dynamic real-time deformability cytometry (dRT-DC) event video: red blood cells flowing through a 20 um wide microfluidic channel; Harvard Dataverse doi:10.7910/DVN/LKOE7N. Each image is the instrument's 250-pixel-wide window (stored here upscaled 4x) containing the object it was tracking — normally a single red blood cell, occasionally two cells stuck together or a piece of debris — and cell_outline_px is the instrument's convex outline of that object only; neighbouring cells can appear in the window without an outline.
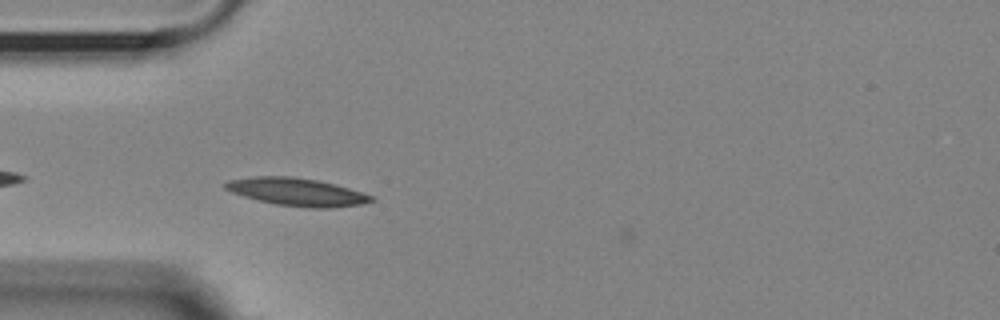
{"species": "Egyptian fruit bat (a non-hibernating species)", "species_latin": "Rousettus aegyptiacus", "temperature_condition": "room temperature", "stored_images_in_passage": 50, "camera_frame_rate_fps": 3000, "um_per_image_px": 0.085, "animal": {"sex": "female"}, "frame": {"image": 1, "passage_image": 11, "time_ms": 3.333, "image_size_px": [1000, 320], "cell_outline_px": [[376, 200], [360, 204], [328, 208], [308, 208], [276, 204], [244, 196], [232, 192], [224, 188], [224, 184], [228, 180], [252, 176], [292, 176], [316, 180], [336, 184], [372, 196]], "centroid_in_image_um": [25.21, 16.3], "position_along_channel_um": 59.8, "area_um2": 23.41}}
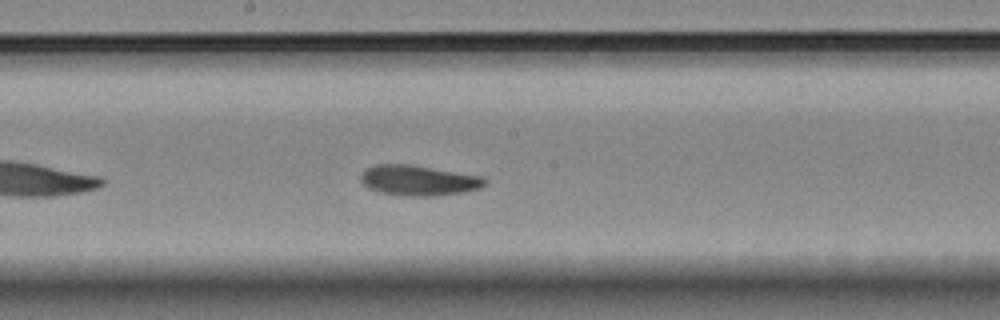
{"frame": {"image": 2, "passage_image": 24, "time_ms": 7.667, "image_size_px": [1000, 320], "cell_outline_px": [[488, 180], [480, 188], [464, 192], [436, 196], [404, 196], [380, 192], [368, 188], [360, 180], [360, 172], [364, 168], [372, 164], [412, 164], [484, 176]], "centroid_in_image_um": [35.56, 15.32], "position_along_channel_um": 212.6, "area_um2": 22.43}}
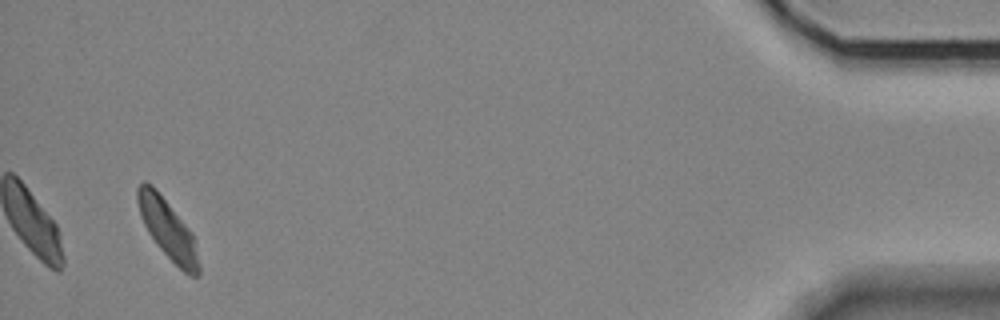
{"frame": {"image": 3, "passage_image": 48, "time_ms": 15.667, "image_size_px": [1000, 320], "cell_outline_px": [[200, 276], [192, 276], [184, 272], [156, 244], [148, 232], [144, 224], [136, 200], [136, 188], [144, 180], [152, 184], [156, 188], [192, 232], [200, 264]], "centroid_in_image_um": [14.25, 19.45], "position_along_channel_um": 420.9, "area_um2": 21.1}, "authors_computed_cell_mechanics": {"area_um2": 21.2415, "velocity_mm_per_s": 3.5717, "shape_relaxation_time_tau1_ms": 3.0512, "shape_relaxation_time_tau2_ms": 3.5266, "deformation_change_tau1": 0.1163, "deformation_change_tau2": 0.0983}}